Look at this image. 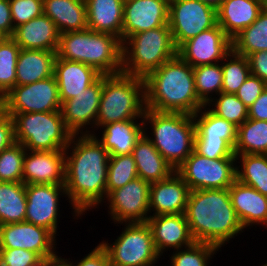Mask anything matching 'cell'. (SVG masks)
<instances>
[{
    "instance_id": "cell-39",
    "label": "cell",
    "mask_w": 267,
    "mask_h": 266,
    "mask_svg": "<svg viewBox=\"0 0 267 266\" xmlns=\"http://www.w3.org/2000/svg\"><path fill=\"white\" fill-rule=\"evenodd\" d=\"M138 178L132 154L109 157L106 198L113 191Z\"/></svg>"
},
{
    "instance_id": "cell-6",
    "label": "cell",
    "mask_w": 267,
    "mask_h": 266,
    "mask_svg": "<svg viewBox=\"0 0 267 266\" xmlns=\"http://www.w3.org/2000/svg\"><path fill=\"white\" fill-rule=\"evenodd\" d=\"M145 109L144 78L122 72L102 75V95L95 134L105 124L143 120Z\"/></svg>"
},
{
    "instance_id": "cell-28",
    "label": "cell",
    "mask_w": 267,
    "mask_h": 266,
    "mask_svg": "<svg viewBox=\"0 0 267 266\" xmlns=\"http://www.w3.org/2000/svg\"><path fill=\"white\" fill-rule=\"evenodd\" d=\"M88 29L109 33L122 42L124 0H85Z\"/></svg>"
},
{
    "instance_id": "cell-24",
    "label": "cell",
    "mask_w": 267,
    "mask_h": 266,
    "mask_svg": "<svg viewBox=\"0 0 267 266\" xmlns=\"http://www.w3.org/2000/svg\"><path fill=\"white\" fill-rule=\"evenodd\" d=\"M264 7V0H223L217 9V24L232 40L258 18Z\"/></svg>"
},
{
    "instance_id": "cell-1",
    "label": "cell",
    "mask_w": 267,
    "mask_h": 266,
    "mask_svg": "<svg viewBox=\"0 0 267 266\" xmlns=\"http://www.w3.org/2000/svg\"><path fill=\"white\" fill-rule=\"evenodd\" d=\"M64 151L66 201L73 219H82L87 211L98 209L106 200L110 155L91 134L72 135Z\"/></svg>"
},
{
    "instance_id": "cell-22",
    "label": "cell",
    "mask_w": 267,
    "mask_h": 266,
    "mask_svg": "<svg viewBox=\"0 0 267 266\" xmlns=\"http://www.w3.org/2000/svg\"><path fill=\"white\" fill-rule=\"evenodd\" d=\"M231 204L244 229L267 228V196L236 180L229 188Z\"/></svg>"
},
{
    "instance_id": "cell-40",
    "label": "cell",
    "mask_w": 267,
    "mask_h": 266,
    "mask_svg": "<svg viewBox=\"0 0 267 266\" xmlns=\"http://www.w3.org/2000/svg\"><path fill=\"white\" fill-rule=\"evenodd\" d=\"M221 251L215 245L194 242L192 245L174 250L172 255H169L170 266H208L213 259L214 254Z\"/></svg>"
},
{
    "instance_id": "cell-49",
    "label": "cell",
    "mask_w": 267,
    "mask_h": 266,
    "mask_svg": "<svg viewBox=\"0 0 267 266\" xmlns=\"http://www.w3.org/2000/svg\"><path fill=\"white\" fill-rule=\"evenodd\" d=\"M250 72L267 83V51H259L247 56Z\"/></svg>"
},
{
    "instance_id": "cell-25",
    "label": "cell",
    "mask_w": 267,
    "mask_h": 266,
    "mask_svg": "<svg viewBox=\"0 0 267 266\" xmlns=\"http://www.w3.org/2000/svg\"><path fill=\"white\" fill-rule=\"evenodd\" d=\"M12 38L21 49L57 52L60 33L55 23L42 14L16 27Z\"/></svg>"
},
{
    "instance_id": "cell-36",
    "label": "cell",
    "mask_w": 267,
    "mask_h": 266,
    "mask_svg": "<svg viewBox=\"0 0 267 266\" xmlns=\"http://www.w3.org/2000/svg\"><path fill=\"white\" fill-rule=\"evenodd\" d=\"M193 73L197 96L204 105L222 92L223 70L221 62L194 67Z\"/></svg>"
},
{
    "instance_id": "cell-12",
    "label": "cell",
    "mask_w": 267,
    "mask_h": 266,
    "mask_svg": "<svg viewBox=\"0 0 267 266\" xmlns=\"http://www.w3.org/2000/svg\"><path fill=\"white\" fill-rule=\"evenodd\" d=\"M6 113L60 111L61 100L55 76L28 85H16L0 100Z\"/></svg>"
},
{
    "instance_id": "cell-8",
    "label": "cell",
    "mask_w": 267,
    "mask_h": 266,
    "mask_svg": "<svg viewBox=\"0 0 267 266\" xmlns=\"http://www.w3.org/2000/svg\"><path fill=\"white\" fill-rule=\"evenodd\" d=\"M14 123L15 142L30 151H64L72 133L60 111L7 113Z\"/></svg>"
},
{
    "instance_id": "cell-31",
    "label": "cell",
    "mask_w": 267,
    "mask_h": 266,
    "mask_svg": "<svg viewBox=\"0 0 267 266\" xmlns=\"http://www.w3.org/2000/svg\"><path fill=\"white\" fill-rule=\"evenodd\" d=\"M195 139H224L233 149L237 141V127L214 114L206 105L192 115Z\"/></svg>"
},
{
    "instance_id": "cell-30",
    "label": "cell",
    "mask_w": 267,
    "mask_h": 266,
    "mask_svg": "<svg viewBox=\"0 0 267 266\" xmlns=\"http://www.w3.org/2000/svg\"><path fill=\"white\" fill-rule=\"evenodd\" d=\"M56 52L21 49L16 65V85H28L53 76Z\"/></svg>"
},
{
    "instance_id": "cell-47",
    "label": "cell",
    "mask_w": 267,
    "mask_h": 266,
    "mask_svg": "<svg viewBox=\"0 0 267 266\" xmlns=\"http://www.w3.org/2000/svg\"><path fill=\"white\" fill-rule=\"evenodd\" d=\"M75 262V263H73ZM69 266H111L109 258L105 249L101 244H97L88 254H86L81 260L71 262L68 258Z\"/></svg>"
},
{
    "instance_id": "cell-21",
    "label": "cell",
    "mask_w": 267,
    "mask_h": 266,
    "mask_svg": "<svg viewBox=\"0 0 267 266\" xmlns=\"http://www.w3.org/2000/svg\"><path fill=\"white\" fill-rule=\"evenodd\" d=\"M190 191L188 185L176 172L165 180L151 183L150 216L185 213Z\"/></svg>"
},
{
    "instance_id": "cell-19",
    "label": "cell",
    "mask_w": 267,
    "mask_h": 266,
    "mask_svg": "<svg viewBox=\"0 0 267 266\" xmlns=\"http://www.w3.org/2000/svg\"><path fill=\"white\" fill-rule=\"evenodd\" d=\"M23 183L65 184V151L26 150L23 161Z\"/></svg>"
},
{
    "instance_id": "cell-27",
    "label": "cell",
    "mask_w": 267,
    "mask_h": 266,
    "mask_svg": "<svg viewBox=\"0 0 267 266\" xmlns=\"http://www.w3.org/2000/svg\"><path fill=\"white\" fill-rule=\"evenodd\" d=\"M132 156L138 177L150 184L165 180L175 172L144 133L137 140Z\"/></svg>"
},
{
    "instance_id": "cell-13",
    "label": "cell",
    "mask_w": 267,
    "mask_h": 266,
    "mask_svg": "<svg viewBox=\"0 0 267 266\" xmlns=\"http://www.w3.org/2000/svg\"><path fill=\"white\" fill-rule=\"evenodd\" d=\"M150 185L138 177L107 196L105 205L114 225L148 221Z\"/></svg>"
},
{
    "instance_id": "cell-51",
    "label": "cell",
    "mask_w": 267,
    "mask_h": 266,
    "mask_svg": "<svg viewBox=\"0 0 267 266\" xmlns=\"http://www.w3.org/2000/svg\"><path fill=\"white\" fill-rule=\"evenodd\" d=\"M248 118L267 121V87L255 102L248 107Z\"/></svg>"
},
{
    "instance_id": "cell-45",
    "label": "cell",
    "mask_w": 267,
    "mask_h": 266,
    "mask_svg": "<svg viewBox=\"0 0 267 266\" xmlns=\"http://www.w3.org/2000/svg\"><path fill=\"white\" fill-rule=\"evenodd\" d=\"M42 259L32 251L14 248H0V266L38 265Z\"/></svg>"
},
{
    "instance_id": "cell-5",
    "label": "cell",
    "mask_w": 267,
    "mask_h": 266,
    "mask_svg": "<svg viewBox=\"0 0 267 266\" xmlns=\"http://www.w3.org/2000/svg\"><path fill=\"white\" fill-rule=\"evenodd\" d=\"M56 57L85 63L102 75L122 72V42L109 33L85 29L60 34Z\"/></svg>"
},
{
    "instance_id": "cell-4",
    "label": "cell",
    "mask_w": 267,
    "mask_h": 266,
    "mask_svg": "<svg viewBox=\"0 0 267 266\" xmlns=\"http://www.w3.org/2000/svg\"><path fill=\"white\" fill-rule=\"evenodd\" d=\"M143 127L144 135L174 170L194 151L195 123L190 114L145 109Z\"/></svg>"
},
{
    "instance_id": "cell-2",
    "label": "cell",
    "mask_w": 267,
    "mask_h": 266,
    "mask_svg": "<svg viewBox=\"0 0 267 266\" xmlns=\"http://www.w3.org/2000/svg\"><path fill=\"white\" fill-rule=\"evenodd\" d=\"M184 214L195 242L221 249L245 232L231 204L229 189L191 190Z\"/></svg>"
},
{
    "instance_id": "cell-48",
    "label": "cell",
    "mask_w": 267,
    "mask_h": 266,
    "mask_svg": "<svg viewBox=\"0 0 267 266\" xmlns=\"http://www.w3.org/2000/svg\"><path fill=\"white\" fill-rule=\"evenodd\" d=\"M14 142L13 119L0 107V153Z\"/></svg>"
},
{
    "instance_id": "cell-42",
    "label": "cell",
    "mask_w": 267,
    "mask_h": 266,
    "mask_svg": "<svg viewBox=\"0 0 267 266\" xmlns=\"http://www.w3.org/2000/svg\"><path fill=\"white\" fill-rule=\"evenodd\" d=\"M26 149L14 142L0 153V181L23 182V161Z\"/></svg>"
},
{
    "instance_id": "cell-41",
    "label": "cell",
    "mask_w": 267,
    "mask_h": 266,
    "mask_svg": "<svg viewBox=\"0 0 267 266\" xmlns=\"http://www.w3.org/2000/svg\"><path fill=\"white\" fill-rule=\"evenodd\" d=\"M206 106L214 114L232 123L237 128L248 119V107L235 94L221 92Z\"/></svg>"
},
{
    "instance_id": "cell-10",
    "label": "cell",
    "mask_w": 267,
    "mask_h": 266,
    "mask_svg": "<svg viewBox=\"0 0 267 266\" xmlns=\"http://www.w3.org/2000/svg\"><path fill=\"white\" fill-rule=\"evenodd\" d=\"M236 158L208 159L195 150L175 170L190 190L229 189L237 180Z\"/></svg>"
},
{
    "instance_id": "cell-53",
    "label": "cell",
    "mask_w": 267,
    "mask_h": 266,
    "mask_svg": "<svg viewBox=\"0 0 267 266\" xmlns=\"http://www.w3.org/2000/svg\"><path fill=\"white\" fill-rule=\"evenodd\" d=\"M215 8L216 10L221 6L223 0H199Z\"/></svg>"
},
{
    "instance_id": "cell-15",
    "label": "cell",
    "mask_w": 267,
    "mask_h": 266,
    "mask_svg": "<svg viewBox=\"0 0 267 266\" xmlns=\"http://www.w3.org/2000/svg\"><path fill=\"white\" fill-rule=\"evenodd\" d=\"M56 240V236L50 230L27 221L0 225V248L32 251L42 260L59 253L55 250Z\"/></svg>"
},
{
    "instance_id": "cell-20",
    "label": "cell",
    "mask_w": 267,
    "mask_h": 266,
    "mask_svg": "<svg viewBox=\"0 0 267 266\" xmlns=\"http://www.w3.org/2000/svg\"><path fill=\"white\" fill-rule=\"evenodd\" d=\"M147 223L152 231L156 251L161 257L167 250H179L195 242L184 213L150 216Z\"/></svg>"
},
{
    "instance_id": "cell-43",
    "label": "cell",
    "mask_w": 267,
    "mask_h": 266,
    "mask_svg": "<svg viewBox=\"0 0 267 266\" xmlns=\"http://www.w3.org/2000/svg\"><path fill=\"white\" fill-rule=\"evenodd\" d=\"M14 29L43 14V0H9Z\"/></svg>"
},
{
    "instance_id": "cell-7",
    "label": "cell",
    "mask_w": 267,
    "mask_h": 266,
    "mask_svg": "<svg viewBox=\"0 0 267 266\" xmlns=\"http://www.w3.org/2000/svg\"><path fill=\"white\" fill-rule=\"evenodd\" d=\"M176 55L169 26L136 33L122 42V73L145 78Z\"/></svg>"
},
{
    "instance_id": "cell-26",
    "label": "cell",
    "mask_w": 267,
    "mask_h": 266,
    "mask_svg": "<svg viewBox=\"0 0 267 266\" xmlns=\"http://www.w3.org/2000/svg\"><path fill=\"white\" fill-rule=\"evenodd\" d=\"M143 128V120H126L105 124L100 128L99 135L94 136L110 156L126 155L132 154L137 140L144 133Z\"/></svg>"
},
{
    "instance_id": "cell-38",
    "label": "cell",
    "mask_w": 267,
    "mask_h": 266,
    "mask_svg": "<svg viewBox=\"0 0 267 266\" xmlns=\"http://www.w3.org/2000/svg\"><path fill=\"white\" fill-rule=\"evenodd\" d=\"M223 70L222 92L235 94L251 74L247 57L231 50L221 61Z\"/></svg>"
},
{
    "instance_id": "cell-46",
    "label": "cell",
    "mask_w": 267,
    "mask_h": 266,
    "mask_svg": "<svg viewBox=\"0 0 267 266\" xmlns=\"http://www.w3.org/2000/svg\"><path fill=\"white\" fill-rule=\"evenodd\" d=\"M266 87L267 83L250 74L235 95L244 103L246 107H250Z\"/></svg>"
},
{
    "instance_id": "cell-23",
    "label": "cell",
    "mask_w": 267,
    "mask_h": 266,
    "mask_svg": "<svg viewBox=\"0 0 267 266\" xmlns=\"http://www.w3.org/2000/svg\"><path fill=\"white\" fill-rule=\"evenodd\" d=\"M61 103L84 92L101 76L95 68L85 63L55 58L54 71Z\"/></svg>"
},
{
    "instance_id": "cell-29",
    "label": "cell",
    "mask_w": 267,
    "mask_h": 266,
    "mask_svg": "<svg viewBox=\"0 0 267 266\" xmlns=\"http://www.w3.org/2000/svg\"><path fill=\"white\" fill-rule=\"evenodd\" d=\"M43 14L55 23L60 34L88 28L85 0H43Z\"/></svg>"
},
{
    "instance_id": "cell-16",
    "label": "cell",
    "mask_w": 267,
    "mask_h": 266,
    "mask_svg": "<svg viewBox=\"0 0 267 266\" xmlns=\"http://www.w3.org/2000/svg\"><path fill=\"white\" fill-rule=\"evenodd\" d=\"M101 95L102 76L84 92L61 103V116L73 135L95 134Z\"/></svg>"
},
{
    "instance_id": "cell-35",
    "label": "cell",
    "mask_w": 267,
    "mask_h": 266,
    "mask_svg": "<svg viewBox=\"0 0 267 266\" xmlns=\"http://www.w3.org/2000/svg\"><path fill=\"white\" fill-rule=\"evenodd\" d=\"M234 154H267V121L248 118L240 125Z\"/></svg>"
},
{
    "instance_id": "cell-11",
    "label": "cell",
    "mask_w": 267,
    "mask_h": 266,
    "mask_svg": "<svg viewBox=\"0 0 267 266\" xmlns=\"http://www.w3.org/2000/svg\"><path fill=\"white\" fill-rule=\"evenodd\" d=\"M217 24V10L199 0H170L168 25L175 47Z\"/></svg>"
},
{
    "instance_id": "cell-33",
    "label": "cell",
    "mask_w": 267,
    "mask_h": 266,
    "mask_svg": "<svg viewBox=\"0 0 267 266\" xmlns=\"http://www.w3.org/2000/svg\"><path fill=\"white\" fill-rule=\"evenodd\" d=\"M236 163L237 180L267 196V154L236 155Z\"/></svg>"
},
{
    "instance_id": "cell-32",
    "label": "cell",
    "mask_w": 267,
    "mask_h": 266,
    "mask_svg": "<svg viewBox=\"0 0 267 266\" xmlns=\"http://www.w3.org/2000/svg\"><path fill=\"white\" fill-rule=\"evenodd\" d=\"M26 204L23 182L0 181V225L25 221Z\"/></svg>"
},
{
    "instance_id": "cell-50",
    "label": "cell",
    "mask_w": 267,
    "mask_h": 266,
    "mask_svg": "<svg viewBox=\"0 0 267 266\" xmlns=\"http://www.w3.org/2000/svg\"><path fill=\"white\" fill-rule=\"evenodd\" d=\"M14 31L9 0H0V36L12 37Z\"/></svg>"
},
{
    "instance_id": "cell-14",
    "label": "cell",
    "mask_w": 267,
    "mask_h": 266,
    "mask_svg": "<svg viewBox=\"0 0 267 266\" xmlns=\"http://www.w3.org/2000/svg\"><path fill=\"white\" fill-rule=\"evenodd\" d=\"M25 221L45 227L55 236L60 222V198H66L64 185L26 184ZM59 220V221H58Z\"/></svg>"
},
{
    "instance_id": "cell-34",
    "label": "cell",
    "mask_w": 267,
    "mask_h": 266,
    "mask_svg": "<svg viewBox=\"0 0 267 266\" xmlns=\"http://www.w3.org/2000/svg\"><path fill=\"white\" fill-rule=\"evenodd\" d=\"M231 42L232 50L245 57L255 52L267 51V8L264 7L258 18Z\"/></svg>"
},
{
    "instance_id": "cell-37",
    "label": "cell",
    "mask_w": 267,
    "mask_h": 266,
    "mask_svg": "<svg viewBox=\"0 0 267 266\" xmlns=\"http://www.w3.org/2000/svg\"><path fill=\"white\" fill-rule=\"evenodd\" d=\"M20 50L12 37L0 38V100L16 86V65Z\"/></svg>"
},
{
    "instance_id": "cell-54",
    "label": "cell",
    "mask_w": 267,
    "mask_h": 266,
    "mask_svg": "<svg viewBox=\"0 0 267 266\" xmlns=\"http://www.w3.org/2000/svg\"><path fill=\"white\" fill-rule=\"evenodd\" d=\"M127 266H155V265H127Z\"/></svg>"
},
{
    "instance_id": "cell-17",
    "label": "cell",
    "mask_w": 267,
    "mask_h": 266,
    "mask_svg": "<svg viewBox=\"0 0 267 266\" xmlns=\"http://www.w3.org/2000/svg\"><path fill=\"white\" fill-rule=\"evenodd\" d=\"M231 50V39L216 24L184 42L177 49V54L194 68L219 63Z\"/></svg>"
},
{
    "instance_id": "cell-44",
    "label": "cell",
    "mask_w": 267,
    "mask_h": 266,
    "mask_svg": "<svg viewBox=\"0 0 267 266\" xmlns=\"http://www.w3.org/2000/svg\"><path fill=\"white\" fill-rule=\"evenodd\" d=\"M194 150L208 158H236L234 149L224 139H195Z\"/></svg>"
},
{
    "instance_id": "cell-52",
    "label": "cell",
    "mask_w": 267,
    "mask_h": 266,
    "mask_svg": "<svg viewBox=\"0 0 267 266\" xmlns=\"http://www.w3.org/2000/svg\"><path fill=\"white\" fill-rule=\"evenodd\" d=\"M37 266H69L68 259L60 255H56L49 259H43Z\"/></svg>"
},
{
    "instance_id": "cell-9",
    "label": "cell",
    "mask_w": 267,
    "mask_h": 266,
    "mask_svg": "<svg viewBox=\"0 0 267 266\" xmlns=\"http://www.w3.org/2000/svg\"><path fill=\"white\" fill-rule=\"evenodd\" d=\"M122 232L114 242H100L107 252L111 266L155 265L161 256L157 253L147 222L120 223Z\"/></svg>"
},
{
    "instance_id": "cell-3",
    "label": "cell",
    "mask_w": 267,
    "mask_h": 266,
    "mask_svg": "<svg viewBox=\"0 0 267 266\" xmlns=\"http://www.w3.org/2000/svg\"><path fill=\"white\" fill-rule=\"evenodd\" d=\"M144 80L146 109L194 115L205 106L196 93L193 67L178 54Z\"/></svg>"
},
{
    "instance_id": "cell-18",
    "label": "cell",
    "mask_w": 267,
    "mask_h": 266,
    "mask_svg": "<svg viewBox=\"0 0 267 266\" xmlns=\"http://www.w3.org/2000/svg\"><path fill=\"white\" fill-rule=\"evenodd\" d=\"M170 0H124L122 42L129 36L169 26Z\"/></svg>"
}]
</instances>
